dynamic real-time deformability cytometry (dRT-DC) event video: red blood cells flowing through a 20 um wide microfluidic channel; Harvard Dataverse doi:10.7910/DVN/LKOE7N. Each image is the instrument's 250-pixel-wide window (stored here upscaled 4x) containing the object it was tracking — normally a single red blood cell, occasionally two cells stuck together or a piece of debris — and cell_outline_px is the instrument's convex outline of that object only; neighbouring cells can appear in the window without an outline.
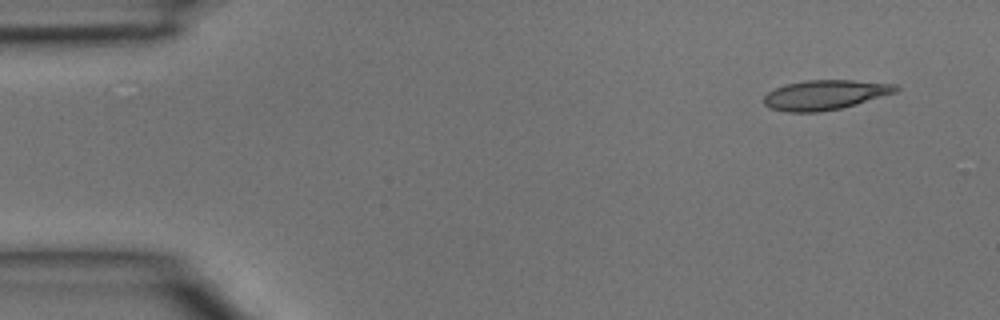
{"species": "common noctule bat (a hibernating species)", "species_latin": "Nyctalus noctula", "temperature_condition": "room temperature", "stored_images_in_passage": 4, "camera_frame_rate_fps": 3000, "um_per_image_px": 0.085, "animal": {"sex": "male", "body_mass_g": 15.6}, "frame": {"image": 1, "passage_image": 1, "time_ms": 0.0, "image_size_px": [1000, 320], "cell_outline_px": [[900, 88], [896, 92], [844, 108], [820, 112], [788, 112], [768, 108], [764, 104], [764, 96], [768, 92], [784, 84], [808, 80], [852, 80], [896, 84]], "centroid_in_image_um": [70.12, 8.07], "position_along_channel_um": 14.9, "area_um2": 23.0}}